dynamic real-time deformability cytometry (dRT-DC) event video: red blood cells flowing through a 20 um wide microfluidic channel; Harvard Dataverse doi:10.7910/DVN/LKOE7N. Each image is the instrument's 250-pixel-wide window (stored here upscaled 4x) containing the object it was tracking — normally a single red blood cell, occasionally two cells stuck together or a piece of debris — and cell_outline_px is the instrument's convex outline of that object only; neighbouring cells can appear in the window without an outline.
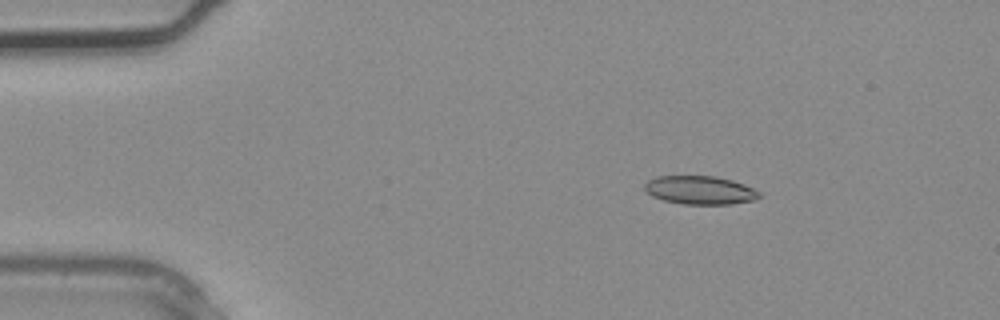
{"species": "common noctule bat (a hibernating species)", "species_latin": "Nyctalus noctula", "temperature_condition": "warm", "stored_images_in_passage": 3, "camera_frame_rate_fps": 3000, "um_per_image_px": 0.085, "animal": {"sex": "male", "body_mass_g": 20.4}, "frame": {"image": 1, "passage_image": 1, "time_ms": 0.0, "image_size_px": [1000, 320], "cell_outline_px": [[760, 196], [752, 200], [732, 204], [684, 204], [664, 200], [652, 196], [644, 188], [644, 184], [648, 180], [656, 176], [716, 176], [732, 180], [744, 184], [760, 192]], "centroid_in_image_um": [59.49, 16.15], "position_along_channel_um": 25.5, "area_um2": 18.9}}